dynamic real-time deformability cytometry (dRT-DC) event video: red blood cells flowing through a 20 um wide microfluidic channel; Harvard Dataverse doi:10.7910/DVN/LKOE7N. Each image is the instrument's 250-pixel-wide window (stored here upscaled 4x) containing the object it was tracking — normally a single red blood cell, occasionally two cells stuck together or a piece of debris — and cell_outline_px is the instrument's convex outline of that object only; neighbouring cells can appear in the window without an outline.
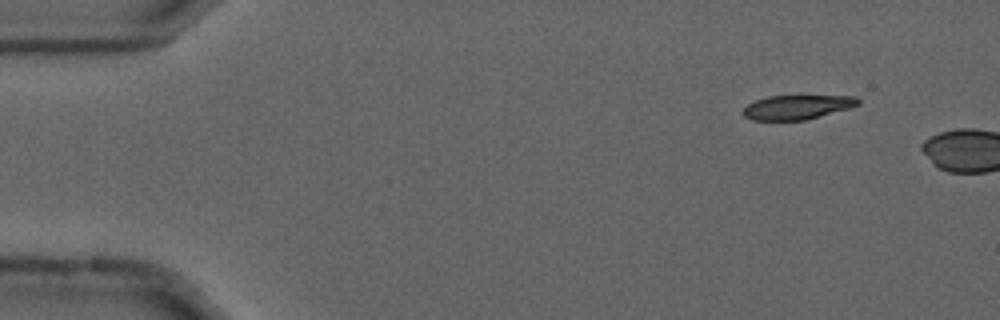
{"species": "common noctule bat (a hibernating species)", "species_latin": "Nyctalus noctula", "temperature_condition": "cold", "stored_images_in_passage": 3, "camera_frame_rate_fps": 3000, "um_per_image_px": 0.085, "animal": {"sex": "male", "forearm_length_mm": 52.5}, "frame": {"image": 1, "passage_image": 1, "time_ms": 0.0, "image_size_px": [1000, 320], "cell_outline_px": [[860, 104], [848, 108], [808, 120], [752, 120], [744, 116], [740, 112], [748, 104], [756, 100], [768, 96], [800, 92], [856, 96], [860, 100]], "centroid_in_image_um": [67.81, 9.03], "position_along_channel_um": 17.2, "area_um2": 17.57}}